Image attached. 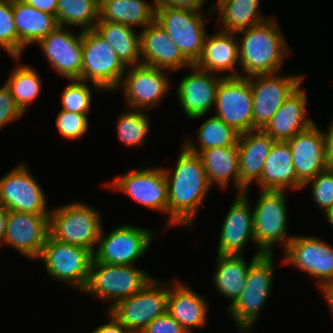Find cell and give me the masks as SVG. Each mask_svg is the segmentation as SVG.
Returning <instances> with one entry per match:
<instances>
[{"label":"cell","instance_id":"cell-1","mask_svg":"<svg viewBox=\"0 0 333 333\" xmlns=\"http://www.w3.org/2000/svg\"><path fill=\"white\" fill-rule=\"evenodd\" d=\"M174 169L164 167L168 185V219L166 229L192 227L197 213L212 189L197 154L181 147Z\"/></svg>","mask_w":333,"mask_h":333},{"label":"cell","instance_id":"cell-2","mask_svg":"<svg viewBox=\"0 0 333 333\" xmlns=\"http://www.w3.org/2000/svg\"><path fill=\"white\" fill-rule=\"evenodd\" d=\"M277 22L271 15L264 22L236 33L241 77L282 71L284 59L292 53Z\"/></svg>","mask_w":333,"mask_h":333},{"label":"cell","instance_id":"cell-3","mask_svg":"<svg viewBox=\"0 0 333 333\" xmlns=\"http://www.w3.org/2000/svg\"><path fill=\"white\" fill-rule=\"evenodd\" d=\"M275 258V254H263L250 265L242 294L227 307L226 313L240 333L252 332L270 298L276 273Z\"/></svg>","mask_w":333,"mask_h":333},{"label":"cell","instance_id":"cell-4","mask_svg":"<svg viewBox=\"0 0 333 333\" xmlns=\"http://www.w3.org/2000/svg\"><path fill=\"white\" fill-rule=\"evenodd\" d=\"M81 201L51 208L49 235L60 242L81 246L92 254L103 227L101 212Z\"/></svg>","mask_w":333,"mask_h":333},{"label":"cell","instance_id":"cell-5","mask_svg":"<svg viewBox=\"0 0 333 333\" xmlns=\"http://www.w3.org/2000/svg\"><path fill=\"white\" fill-rule=\"evenodd\" d=\"M288 191L261 190L253 207V233L256 254H275L276 244L283 251L294 237L288 229Z\"/></svg>","mask_w":333,"mask_h":333},{"label":"cell","instance_id":"cell-6","mask_svg":"<svg viewBox=\"0 0 333 333\" xmlns=\"http://www.w3.org/2000/svg\"><path fill=\"white\" fill-rule=\"evenodd\" d=\"M153 275L137 265H109L92 259L87 284L82 293L110 302L108 311L117 302L140 291Z\"/></svg>","mask_w":333,"mask_h":333},{"label":"cell","instance_id":"cell-7","mask_svg":"<svg viewBox=\"0 0 333 333\" xmlns=\"http://www.w3.org/2000/svg\"><path fill=\"white\" fill-rule=\"evenodd\" d=\"M82 47L81 80L97 91H117L127 67L112 47L95 29L83 31Z\"/></svg>","mask_w":333,"mask_h":333},{"label":"cell","instance_id":"cell-8","mask_svg":"<svg viewBox=\"0 0 333 333\" xmlns=\"http://www.w3.org/2000/svg\"><path fill=\"white\" fill-rule=\"evenodd\" d=\"M103 229L104 227L101 229L93 260L109 265L131 266L149 251L159 228L150 230L133 224H122L108 234Z\"/></svg>","mask_w":333,"mask_h":333},{"label":"cell","instance_id":"cell-9","mask_svg":"<svg viewBox=\"0 0 333 333\" xmlns=\"http://www.w3.org/2000/svg\"><path fill=\"white\" fill-rule=\"evenodd\" d=\"M165 281L153 277L140 291L117 302L108 312L130 333H142L150 322L167 312Z\"/></svg>","mask_w":333,"mask_h":333},{"label":"cell","instance_id":"cell-10","mask_svg":"<svg viewBox=\"0 0 333 333\" xmlns=\"http://www.w3.org/2000/svg\"><path fill=\"white\" fill-rule=\"evenodd\" d=\"M45 272L55 281L82 292L89 277L93 254L77 245L67 244L48 235L40 256Z\"/></svg>","mask_w":333,"mask_h":333},{"label":"cell","instance_id":"cell-11","mask_svg":"<svg viewBox=\"0 0 333 333\" xmlns=\"http://www.w3.org/2000/svg\"><path fill=\"white\" fill-rule=\"evenodd\" d=\"M204 12L155 6V21L171 37L183 56L193 65L200 57L206 38Z\"/></svg>","mask_w":333,"mask_h":333},{"label":"cell","instance_id":"cell-12","mask_svg":"<svg viewBox=\"0 0 333 333\" xmlns=\"http://www.w3.org/2000/svg\"><path fill=\"white\" fill-rule=\"evenodd\" d=\"M130 170L104 185L113 191L128 195L134 202L152 211L168 215V185L163 167H145Z\"/></svg>","mask_w":333,"mask_h":333},{"label":"cell","instance_id":"cell-13","mask_svg":"<svg viewBox=\"0 0 333 333\" xmlns=\"http://www.w3.org/2000/svg\"><path fill=\"white\" fill-rule=\"evenodd\" d=\"M282 262L316 278V289L333 284V246L319 237L294 235L283 251Z\"/></svg>","mask_w":333,"mask_h":333},{"label":"cell","instance_id":"cell-14","mask_svg":"<svg viewBox=\"0 0 333 333\" xmlns=\"http://www.w3.org/2000/svg\"><path fill=\"white\" fill-rule=\"evenodd\" d=\"M170 73L143 64L129 66L117 90L122 89L127 108L151 111L168 94L172 83Z\"/></svg>","mask_w":333,"mask_h":333},{"label":"cell","instance_id":"cell-15","mask_svg":"<svg viewBox=\"0 0 333 333\" xmlns=\"http://www.w3.org/2000/svg\"><path fill=\"white\" fill-rule=\"evenodd\" d=\"M44 189L25 163L0 178V203L10 211L50 215Z\"/></svg>","mask_w":333,"mask_h":333},{"label":"cell","instance_id":"cell-16","mask_svg":"<svg viewBox=\"0 0 333 333\" xmlns=\"http://www.w3.org/2000/svg\"><path fill=\"white\" fill-rule=\"evenodd\" d=\"M304 79V74L284 76L281 72L249 77L253 97V130L263 129Z\"/></svg>","mask_w":333,"mask_h":333},{"label":"cell","instance_id":"cell-17","mask_svg":"<svg viewBox=\"0 0 333 333\" xmlns=\"http://www.w3.org/2000/svg\"><path fill=\"white\" fill-rule=\"evenodd\" d=\"M215 115L240 135L253 130V97L249 77H225L219 82Z\"/></svg>","mask_w":333,"mask_h":333},{"label":"cell","instance_id":"cell-18","mask_svg":"<svg viewBox=\"0 0 333 333\" xmlns=\"http://www.w3.org/2000/svg\"><path fill=\"white\" fill-rule=\"evenodd\" d=\"M71 30L69 27L58 26L41 39L37 46L57 74L67 80H81L83 31L74 34Z\"/></svg>","mask_w":333,"mask_h":333},{"label":"cell","instance_id":"cell-19","mask_svg":"<svg viewBox=\"0 0 333 333\" xmlns=\"http://www.w3.org/2000/svg\"><path fill=\"white\" fill-rule=\"evenodd\" d=\"M49 235V215L7 211L2 245L13 247L34 261L40 256Z\"/></svg>","mask_w":333,"mask_h":333},{"label":"cell","instance_id":"cell-20","mask_svg":"<svg viewBox=\"0 0 333 333\" xmlns=\"http://www.w3.org/2000/svg\"><path fill=\"white\" fill-rule=\"evenodd\" d=\"M248 193L247 190L243 194H235L221 224L217 255H242L249 242L255 244L253 205L249 202Z\"/></svg>","mask_w":333,"mask_h":333},{"label":"cell","instance_id":"cell-21","mask_svg":"<svg viewBox=\"0 0 333 333\" xmlns=\"http://www.w3.org/2000/svg\"><path fill=\"white\" fill-rule=\"evenodd\" d=\"M188 69L192 72L179 81L176 95L188 119H200L215 106L217 89L223 77L194 65Z\"/></svg>","mask_w":333,"mask_h":333},{"label":"cell","instance_id":"cell-22","mask_svg":"<svg viewBox=\"0 0 333 333\" xmlns=\"http://www.w3.org/2000/svg\"><path fill=\"white\" fill-rule=\"evenodd\" d=\"M140 55L141 64L171 73L192 66L155 20L140 30Z\"/></svg>","mask_w":333,"mask_h":333},{"label":"cell","instance_id":"cell-23","mask_svg":"<svg viewBox=\"0 0 333 333\" xmlns=\"http://www.w3.org/2000/svg\"><path fill=\"white\" fill-rule=\"evenodd\" d=\"M298 180L304 185L329 166L324 133L317 124L287 140Z\"/></svg>","mask_w":333,"mask_h":333},{"label":"cell","instance_id":"cell-24","mask_svg":"<svg viewBox=\"0 0 333 333\" xmlns=\"http://www.w3.org/2000/svg\"><path fill=\"white\" fill-rule=\"evenodd\" d=\"M193 65L223 78L239 77L240 62L236 33L219 30L207 34L201 55Z\"/></svg>","mask_w":333,"mask_h":333},{"label":"cell","instance_id":"cell-25","mask_svg":"<svg viewBox=\"0 0 333 333\" xmlns=\"http://www.w3.org/2000/svg\"><path fill=\"white\" fill-rule=\"evenodd\" d=\"M177 280L168 282L167 312L187 333H193V328L206 325L210 304L205 296L185 285L182 280Z\"/></svg>","mask_w":333,"mask_h":333},{"label":"cell","instance_id":"cell-26","mask_svg":"<svg viewBox=\"0 0 333 333\" xmlns=\"http://www.w3.org/2000/svg\"><path fill=\"white\" fill-rule=\"evenodd\" d=\"M307 93L301 85L284 101L262 129L275 141H287L315 122L307 115Z\"/></svg>","mask_w":333,"mask_h":333},{"label":"cell","instance_id":"cell-27","mask_svg":"<svg viewBox=\"0 0 333 333\" xmlns=\"http://www.w3.org/2000/svg\"><path fill=\"white\" fill-rule=\"evenodd\" d=\"M276 141L262 129L241 134L238 139L240 194L259 181L264 162Z\"/></svg>","mask_w":333,"mask_h":333},{"label":"cell","instance_id":"cell-28","mask_svg":"<svg viewBox=\"0 0 333 333\" xmlns=\"http://www.w3.org/2000/svg\"><path fill=\"white\" fill-rule=\"evenodd\" d=\"M259 190L300 191L303 184L298 180L291 148L287 141H276L265 159L262 175L256 183Z\"/></svg>","mask_w":333,"mask_h":333},{"label":"cell","instance_id":"cell-29","mask_svg":"<svg viewBox=\"0 0 333 333\" xmlns=\"http://www.w3.org/2000/svg\"><path fill=\"white\" fill-rule=\"evenodd\" d=\"M12 14L19 38V58L26 48L37 44L59 26L54 15L40 11L22 0H12Z\"/></svg>","mask_w":333,"mask_h":333},{"label":"cell","instance_id":"cell-30","mask_svg":"<svg viewBox=\"0 0 333 333\" xmlns=\"http://www.w3.org/2000/svg\"><path fill=\"white\" fill-rule=\"evenodd\" d=\"M204 166L210 185L226 189L232 183L240 194L238 145L205 149L197 154ZM232 180V181H231Z\"/></svg>","mask_w":333,"mask_h":333},{"label":"cell","instance_id":"cell-31","mask_svg":"<svg viewBox=\"0 0 333 333\" xmlns=\"http://www.w3.org/2000/svg\"><path fill=\"white\" fill-rule=\"evenodd\" d=\"M261 0H216L208 8V16L218 11L216 23L218 30L237 33L260 24L271 16H264L259 9Z\"/></svg>","mask_w":333,"mask_h":333},{"label":"cell","instance_id":"cell-32","mask_svg":"<svg viewBox=\"0 0 333 333\" xmlns=\"http://www.w3.org/2000/svg\"><path fill=\"white\" fill-rule=\"evenodd\" d=\"M261 255L254 252L248 264L243 255H217L212 283L216 292L230 300L229 306L242 294L250 265Z\"/></svg>","mask_w":333,"mask_h":333},{"label":"cell","instance_id":"cell-33","mask_svg":"<svg viewBox=\"0 0 333 333\" xmlns=\"http://www.w3.org/2000/svg\"><path fill=\"white\" fill-rule=\"evenodd\" d=\"M100 0L99 21L121 23L143 30L155 20V0ZM135 26V27H134Z\"/></svg>","mask_w":333,"mask_h":333},{"label":"cell","instance_id":"cell-34","mask_svg":"<svg viewBox=\"0 0 333 333\" xmlns=\"http://www.w3.org/2000/svg\"><path fill=\"white\" fill-rule=\"evenodd\" d=\"M94 29L108 42L126 67L141 64L140 31L109 21H98Z\"/></svg>","mask_w":333,"mask_h":333},{"label":"cell","instance_id":"cell-35","mask_svg":"<svg viewBox=\"0 0 333 333\" xmlns=\"http://www.w3.org/2000/svg\"><path fill=\"white\" fill-rule=\"evenodd\" d=\"M202 123L196 133L197 142L186 138L183 144L189 152L198 154L205 149L233 146L238 143L240 134L215 115H211Z\"/></svg>","mask_w":333,"mask_h":333},{"label":"cell","instance_id":"cell-36","mask_svg":"<svg viewBox=\"0 0 333 333\" xmlns=\"http://www.w3.org/2000/svg\"><path fill=\"white\" fill-rule=\"evenodd\" d=\"M100 0H58L56 20L59 26L94 29L99 21Z\"/></svg>","mask_w":333,"mask_h":333},{"label":"cell","instance_id":"cell-37","mask_svg":"<svg viewBox=\"0 0 333 333\" xmlns=\"http://www.w3.org/2000/svg\"><path fill=\"white\" fill-rule=\"evenodd\" d=\"M17 65L14 66V70L4 83L9 88L18 107L25 114L42 93V80L37 70L29 64Z\"/></svg>","mask_w":333,"mask_h":333},{"label":"cell","instance_id":"cell-38","mask_svg":"<svg viewBox=\"0 0 333 333\" xmlns=\"http://www.w3.org/2000/svg\"><path fill=\"white\" fill-rule=\"evenodd\" d=\"M148 111L130 109L121 113L116 121L117 139L127 147H141L151 132Z\"/></svg>","mask_w":333,"mask_h":333},{"label":"cell","instance_id":"cell-39","mask_svg":"<svg viewBox=\"0 0 333 333\" xmlns=\"http://www.w3.org/2000/svg\"><path fill=\"white\" fill-rule=\"evenodd\" d=\"M71 81L63 88L61 93V106L60 110L70 111L74 113L88 114L91 108L92 91L90 82L82 81L79 79L68 80Z\"/></svg>","mask_w":333,"mask_h":333},{"label":"cell","instance_id":"cell-40","mask_svg":"<svg viewBox=\"0 0 333 333\" xmlns=\"http://www.w3.org/2000/svg\"><path fill=\"white\" fill-rule=\"evenodd\" d=\"M0 49L18 61L19 38L12 14V0H0Z\"/></svg>","mask_w":333,"mask_h":333},{"label":"cell","instance_id":"cell-41","mask_svg":"<svg viewBox=\"0 0 333 333\" xmlns=\"http://www.w3.org/2000/svg\"><path fill=\"white\" fill-rule=\"evenodd\" d=\"M306 186L311 187L312 200L324 214L333 209V167H328L314 178L308 180L303 185V189Z\"/></svg>","mask_w":333,"mask_h":333},{"label":"cell","instance_id":"cell-42","mask_svg":"<svg viewBox=\"0 0 333 333\" xmlns=\"http://www.w3.org/2000/svg\"><path fill=\"white\" fill-rule=\"evenodd\" d=\"M56 116V128L68 140H79L89 130L88 114L60 110Z\"/></svg>","mask_w":333,"mask_h":333},{"label":"cell","instance_id":"cell-43","mask_svg":"<svg viewBox=\"0 0 333 333\" xmlns=\"http://www.w3.org/2000/svg\"><path fill=\"white\" fill-rule=\"evenodd\" d=\"M24 116L10 93L9 88L4 83L0 86V131L8 124L19 120Z\"/></svg>","mask_w":333,"mask_h":333},{"label":"cell","instance_id":"cell-44","mask_svg":"<svg viewBox=\"0 0 333 333\" xmlns=\"http://www.w3.org/2000/svg\"><path fill=\"white\" fill-rule=\"evenodd\" d=\"M142 333H187L168 313H164L150 322Z\"/></svg>","mask_w":333,"mask_h":333},{"label":"cell","instance_id":"cell-45","mask_svg":"<svg viewBox=\"0 0 333 333\" xmlns=\"http://www.w3.org/2000/svg\"><path fill=\"white\" fill-rule=\"evenodd\" d=\"M208 0H155L156 5H166L174 8L189 9L203 12L204 3Z\"/></svg>","mask_w":333,"mask_h":333},{"label":"cell","instance_id":"cell-46","mask_svg":"<svg viewBox=\"0 0 333 333\" xmlns=\"http://www.w3.org/2000/svg\"><path fill=\"white\" fill-rule=\"evenodd\" d=\"M106 316L108 321L98 326L97 328L93 327L92 333H130L121 323H119L108 311Z\"/></svg>","mask_w":333,"mask_h":333},{"label":"cell","instance_id":"cell-47","mask_svg":"<svg viewBox=\"0 0 333 333\" xmlns=\"http://www.w3.org/2000/svg\"><path fill=\"white\" fill-rule=\"evenodd\" d=\"M324 130L326 160L328 166L333 167V117L330 119L328 127Z\"/></svg>","mask_w":333,"mask_h":333},{"label":"cell","instance_id":"cell-48","mask_svg":"<svg viewBox=\"0 0 333 333\" xmlns=\"http://www.w3.org/2000/svg\"><path fill=\"white\" fill-rule=\"evenodd\" d=\"M26 4L56 17V8L58 0H22Z\"/></svg>","mask_w":333,"mask_h":333},{"label":"cell","instance_id":"cell-49","mask_svg":"<svg viewBox=\"0 0 333 333\" xmlns=\"http://www.w3.org/2000/svg\"><path fill=\"white\" fill-rule=\"evenodd\" d=\"M316 290L322 293L321 296L324 297L327 306L329 307L330 311L333 314V284L324 285Z\"/></svg>","mask_w":333,"mask_h":333},{"label":"cell","instance_id":"cell-50","mask_svg":"<svg viewBox=\"0 0 333 333\" xmlns=\"http://www.w3.org/2000/svg\"><path fill=\"white\" fill-rule=\"evenodd\" d=\"M7 209L0 203V247L3 244L6 233V215Z\"/></svg>","mask_w":333,"mask_h":333},{"label":"cell","instance_id":"cell-51","mask_svg":"<svg viewBox=\"0 0 333 333\" xmlns=\"http://www.w3.org/2000/svg\"><path fill=\"white\" fill-rule=\"evenodd\" d=\"M325 221L333 228V209L324 214Z\"/></svg>","mask_w":333,"mask_h":333}]
</instances>
